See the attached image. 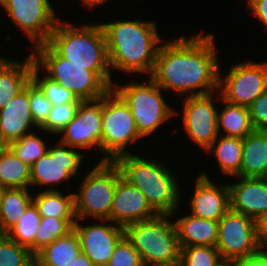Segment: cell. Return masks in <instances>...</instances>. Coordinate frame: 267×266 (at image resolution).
Here are the masks:
<instances>
[{"label": "cell", "instance_id": "obj_25", "mask_svg": "<svg viewBox=\"0 0 267 266\" xmlns=\"http://www.w3.org/2000/svg\"><path fill=\"white\" fill-rule=\"evenodd\" d=\"M33 202L29 188H5L0 205V234H6Z\"/></svg>", "mask_w": 267, "mask_h": 266}, {"label": "cell", "instance_id": "obj_45", "mask_svg": "<svg viewBox=\"0 0 267 266\" xmlns=\"http://www.w3.org/2000/svg\"><path fill=\"white\" fill-rule=\"evenodd\" d=\"M218 266H235L234 260H232V261L222 260V262Z\"/></svg>", "mask_w": 267, "mask_h": 266}, {"label": "cell", "instance_id": "obj_43", "mask_svg": "<svg viewBox=\"0 0 267 266\" xmlns=\"http://www.w3.org/2000/svg\"><path fill=\"white\" fill-rule=\"evenodd\" d=\"M68 266H95L86 254L80 252Z\"/></svg>", "mask_w": 267, "mask_h": 266}, {"label": "cell", "instance_id": "obj_22", "mask_svg": "<svg viewBox=\"0 0 267 266\" xmlns=\"http://www.w3.org/2000/svg\"><path fill=\"white\" fill-rule=\"evenodd\" d=\"M180 247L213 246L218 238V222L193 215L182 216L174 221Z\"/></svg>", "mask_w": 267, "mask_h": 266}, {"label": "cell", "instance_id": "obj_36", "mask_svg": "<svg viewBox=\"0 0 267 266\" xmlns=\"http://www.w3.org/2000/svg\"><path fill=\"white\" fill-rule=\"evenodd\" d=\"M79 103H65L52 106L46 122L39 128L51 134H59L74 118Z\"/></svg>", "mask_w": 267, "mask_h": 266}, {"label": "cell", "instance_id": "obj_2", "mask_svg": "<svg viewBox=\"0 0 267 266\" xmlns=\"http://www.w3.org/2000/svg\"><path fill=\"white\" fill-rule=\"evenodd\" d=\"M110 69L152 74L162 38L151 21L127 20L101 24Z\"/></svg>", "mask_w": 267, "mask_h": 266}, {"label": "cell", "instance_id": "obj_1", "mask_svg": "<svg viewBox=\"0 0 267 266\" xmlns=\"http://www.w3.org/2000/svg\"><path fill=\"white\" fill-rule=\"evenodd\" d=\"M217 57L213 34L182 36L160 45L149 77L163 90L180 96L188 91V96L207 95L219 88Z\"/></svg>", "mask_w": 267, "mask_h": 266}, {"label": "cell", "instance_id": "obj_3", "mask_svg": "<svg viewBox=\"0 0 267 266\" xmlns=\"http://www.w3.org/2000/svg\"><path fill=\"white\" fill-rule=\"evenodd\" d=\"M80 26L58 20L47 43L61 57L95 72L112 89L115 83L111 79L106 38L101 24Z\"/></svg>", "mask_w": 267, "mask_h": 266}, {"label": "cell", "instance_id": "obj_23", "mask_svg": "<svg viewBox=\"0 0 267 266\" xmlns=\"http://www.w3.org/2000/svg\"><path fill=\"white\" fill-rule=\"evenodd\" d=\"M240 177L267 178V132L255 130L243 138Z\"/></svg>", "mask_w": 267, "mask_h": 266}, {"label": "cell", "instance_id": "obj_30", "mask_svg": "<svg viewBox=\"0 0 267 266\" xmlns=\"http://www.w3.org/2000/svg\"><path fill=\"white\" fill-rule=\"evenodd\" d=\"M76 219L41 218L38 231L33 242V254L36 255L45 246L73 230Z\"/></svg>", "mask_w": 267, "mask_h": 266}, {"label": "cell", "instance_id": "obj_32", "mask_svg": "<svg viewBox=\"0 0 267 266\" xmlns=\"http://www.w3.org/2000/svg\"><path fill=\"white\" fill-rule=\"evenodd\" d=\"M35 255L7 234H0V266H34Z\"/></svg>", "mask_w": 267, "mask_h": 266}, {"label": "cell", "instance_id": "obj_5", "mask_svg": "<svg viewBox=\"0 0 267 266\" xmlns=\"http://www.w3.org/2000/svg\"><path fill=\"white\" fill-rule=\"evenodd\" d=\"M172 215L131 223L124 235L139 253L144 266H174L179 264L180 244ZM170 217V218H169Z\"/></svg>", "mask_w": 267, "mask_h": 266}, {"label": "cell", "instance_id": "obj_26", "mask_svg": "<svg viewBox=\"0 0 267 266\" xmlns=\"http://www.w3.org/2000/svg\"><path fill=\"white\" fill-rule=\"evenodd\" d=\"M243 138L224 136L218 137L205 150L217 158L222 173L225 175L240 177Z\"/></svg>", "mask_w": 267, "mask_h": 266}, {"label": "cell", "instance_id": "obj_42", "mask_svg": "<svg viewBox=\"0 0 267 266\" xmlns=\"http://www.w3.org/2000/svg\"><path fill=\"white\" fill-rule=\"evenodd\" d=\"M258 241L262 250L267 247V214L257 221Z\"/></svg>", "mask_w": 267, "mask_h": 266}, {"label": "cell", "instance_id": "obj_27", "mask_svg": "<svg viewBox=\"0 0 267 266\" xmlns=\"http://www.w3.org/2000/svg\"><path fill=\"white\" fill-rule=\"evenodd\" d=\"M33 203L41 218L76 219L74 193L63 196L58 190H46L35 195Z\"/></svg>", "mask_w": 267, "mask_h": 266}, {"label": "cell", "instance_id": "obj_28", "mask_svg": "<svg viewBox=\"0 0 267 266\" xmlns=\"http://www.w3.org/2000/svg\"><path fill=\"white\" fill-rule=\"evenodd\" d=\"M223 111L217 115L218 133L224 130L226 135L231 137L244 138L255 131L251 122L249 109L246 106L235 105L225 102Z\"/></svg>", "mask_w": 267, "mask_h": 266}, {"label": "cell", "instance_id": "obj_24", "mask_svg": "<svg viewBox=\"0 0 267 266\" xmlns=\"http://www.w3.org/2000/svg\"><path fill=\"white\" fill-rule=\"evenodd\" d=\"M80 252L79 239L73 229L39 251L35 255V265L68 266Z\"/></svg>", "mask_w": 267, "mask_h": 266}, {"label": "cell", "instance_id": "obj_35", "mask_svg": "<svg viewBox=\"0 0 267 266\" xmlns=\"http://www.w3.org/2000/svg\"><path fill=\"white\" fill-rule=\"evenodd\" d=\"M45 144L40 137L32 132L24 135L19 140L11 142L8 147L20 160L31 166L47 153L48 148Z\"/></svg>", "mask_w": 267, "mask_h": 266}, {"label": "cell", "instance_id": "obj_41", "mask_svg": "<svg viewBox=\"0 0 267 266\" xmlns=\"http://www.w3.org/2000/svg\"><path fill=\"white\" fill-rule=\"evenodd\" d=\"M235 266H267V251L262 250L257 255L247 259L234 260Z\"/></svg>", "mask_w": 267, "mask_h": 266}, {"label": "cell", "instance_id": "obj_13", "mask_svg": "<svg viewBox=\"0 0 267 266\" xmlns=\"http://www.w3.org/2000/svg\"><path fill=\"white\" fill-rule=\"evenodd\" d=\"M56 146L49 147L47 153L30 166V185H53L48 191H54L57 183L69 180L77 173L84 153L61 142Z\"/></svg>", "mask_w": 267, "mask_h": 266}, {"label": "cell", "instance_id": "obj_47", "mask_svg": "<svg viewBox=\"0 0 267 266\" xmlns=\"http://www.w3.org/2000/svg\"><path fill=\"white\" fill-rule=\"evenodd\" d=\"M6 147V145L2 142V140L0 139V153L1 151Z\"/></svg>", "mask_w": 267, "mask_h": 266}, {"label": "cell", "instance_id": "obj_15", "mask_svg": "<svg viewBox=\"0 0 267 266\" xmlns=\"http://www.w3.org/2000/svg\"><path fill=\"white\" fill-rule=\"evenodd\" d=\"M213 95L187 96L184 99L183 123L188 136L206 150L219 137L217 128L218 110L213 104Z\"/></svg>", "mask_w": 267, "mask_h": 266}, {"label": "cell", "instance_id": "obj_21", "mask_svg": "<svg viewBox=\"0 0 267 266\" xmlns=\"http://www.w3.org/2000/svg\"><path fill=\"white\" fill-rule=\"evenodd\" d=\"M34 64L32 54L22 63L0 57V109L25 89L31 81Z\"/></svg>", "mask_w": 267, "mask_h": 266}, {"label": "cell", "instance_id": "obj_39", "mask_svg": "<svg viewBox=\"0 0 267 266\" xmlns=\"http://www.w3.org/2000/svg\"><path fill=\"white\" fill-rule=\"evenodd\" d=\"M248 109L255 130L267 132V89L248 106Z\"/></svg>", "mask_w": 267, "mask_h": 266}, {"label": "cell", "instance_id": "obj_44", "mask_svg": "<svg viewBox=\"0 0 267 266\" xmlns=\"http://www.w3.org/2000/svg\"><path fill=\"white\" fill-rule=\"evenodd\" d=\"M107 0H82L83 4L89 9L96 7V5L104 4Z\"/></svg>", "mask_w": 267, "mask_h": 266}, {"label": "cell", "instance_id": "obj_34", "mask_svg": "<svg viewBox=\"0 0 267 266\" xmlns=\"http://www.w3.org/2000/svg\"><path fill=\"white\" fill-rule=\"evenodd\" d=\"M221 255L213 246H185L180 249V266H218Z\"/></svg>", "mask_w": 267, "mask_h": 266}, {"label": "cell", "instance_id": "obj_16", "mask_svg": "<svg viewBox=\"0 0 267 266\" xmlns=\"http://www.w3.org/2000/svg\"><path fill=\"white\" fill-rule=\"evenodd\" d=\"M101 224L82 226L79 219L73 226L76 232L81 252L86 254L95 266H106L113 254L115 246L124 236V227L119 225Z\"/></svg>", "mask_w": 267, "mask_h": 266}, {"label": "cell", "instance_id": "obj_37", "mask_svg": "<svg viewBox=\"0 0 267 266\" xmlns=\"http://www.w3.org/2000/svg\"><path fill=\"white\" fill-rule=\"evenodd\" d=\"M29 102L34 123L40 128L46 122L52 105L32 80L29 82Z\"/></svg>", "mask_w": 267, "mask_h": 266}, {"label": "cell", "instance_id": "obj_10", "mask_svg": "<svg viewBox=\"0 0 267 266\" xmlns=\"http://www.w3.org/2000/svg\"><path fill=\"white\" fill-rule=\"evenodd\" d=\"M216 248L222 260H241L257 255L262 251L257 221L230 208L218 221Z\"/></svg>", "mask_w": 267, "mask_h": 266}, {"label": "cell", "instance_id": "obj_46", "mask_svg": "<svg viewBox=\"0 0 267 266\" xmlns=\"http://www.w3.org/2000/svg\"><path fill=\"white\" fill-rule=\"evenodd\" d=\"M4 189L5 188L0 184V205H1V197H2Z\"/></svg>", "mask_w": 267, "mask_h": 266}, {"label": "cell", "instance_id": "obj_20", "mask_svg": "<svg viewBox=\"0 0 267 266\" xmlns=\"http://www.w3.org/2000/svg\"><path fill=\"white\" fill-rule=\"evenodd\" d=\"M35 126L29 102V83L4 108L0 109V139L8 146L11 142L30 134Z\"/></svg>", "mask_w": 267, "mask_h": 266}, {"label": "cell", "instance_id": "obj_6", "mask_svg": "<svg viewBox=\"0 0 267 266\" xmlns=\"http://www.w3.org/2000/svg\"><path fill=\"white\" fill-rule=\"evenodd\" d=\"M33 48L35 65L46 69L47 77L71 91L78 100H97L111 89L95 72L61 57L48 43Z\"/></svg>", "mask_w": 267, "mask_h": 266}, {"label": "cell", "instance_id": "obj_38", "mask_svg": "<svg viewBox=\"0 0 267 266\" xmlns=\"http://www.w3.org/2000/svg\"><path fill=\"white\" fill-rule=\"evenodd\" d=\"M106 266H144L139 253L125 235L119 240Z\"/></svg>", "mask_w": 267, "mask_h": 266}, {"label": "cell", "instance_id": "obj_33", "mask_svg": "<svg viewBox=\"0 0 267 266\" xmlns=\"http://www.w3.org/2000/svg\"><path fill=\"white\" fill-rule=\"evenodd\" d=\"M38 74L39 67L34 64L31 80L41 89L46 98L51 102L52 106L81 102L71 91L47 77L46 74L43 78H39Z\"/></svg>", "mask_w": 267, "mask_h": 266}, {"label": "cell", "instance_id": "obj_29", "mask_svg": "<svg viewBox=\"0 0 267 266\" xmlns=\"http://www.w3.org/2000/svg\"><path fill=\"white\" fill-rule=\"evenodd\" d=\"M30 179V166L6 146L0 153V184L4 188H28Z\"/></svg>", "mask_w": 267, "mask_h": 266}, {"label": "cell", "instance_id": "obj_40", "mask_svg": "<svg viewBox=\"0 0 267 266\" xmlns=\"http://www.w3.org/2000/svg\"><path fill=\"white\" fill-rule=\"evenodd\" d=\"M248 7L267 28V0H248Z\"/></svg>", "mask_w": 267, "mask_h": 266}, {"label": "cell", "instance_id": "obj_12", "mask_svg": "<svg viewBox=\"0 0 267 266\" xmlns=\"http://www.w3.org/2000/svg\"><path fill=\"white\" fill-rule=\"evenodd\" d=\"M0 4L35 46L47 43L58 22L49 0H0Z\"/></svg>", "mask_w": 267, "mask_h": 266}, {"label": "cell", "instance_id": "obj_8", "mask_svg": "<svg viewBox=\"0 0 267 266\" xmlns=\"http://www.w3.org/2000/svg\"><path fill=\"white\" fill-rule=\"evenodd\" d=\"M101 124V153L107 155L101 162L130 154L126 146L142 138L130 107L113 88L102 97Z\"/></svg>", "mask_w": 267, "mask_h": 266}, {"label": "cell", "instance_id": "obj_17", "mask_svg": "<svg viewBox=\"0 0 267 266\" xmlns=\"http://www.w3.org/2000/svg\"><path fill=\"white\" fill-rule=\"evenodd\" d=\"M157 215L143 193L121 176L117 181L113 196L111 222L125 227Z\"/></svg>", "mask_w": 267, "mask_h": 266}, {"label": "cell", "instance_id": "obj_19", "mask_svg": "<svg viewBox=\"0 0 267 266\" xmlns=\"http://www.w3.org/2000/svg\"><path fill=\"white\" fill-rule=\"evenodd\" d=\"M229 185L230 208L258 221L267 214V178L239 177Z\"/></svg>", "mask_w": 267, "mask_h": 266}, {"label": "cell", "instance_id": "obj_31", "mask_svg": "<svg viewBox=\"0 0 267 266\" xmlns=\"http://www.w3.org/2000/svg\"><path fill=\"white\" fill-rule=\"evenodd\" d=\"M41 217L32 202L22 218L6 234L19 245L27 247L33 253V242L40 225Z\"/></svg>", "mask_w": 267, "mask_h": 266}, {"label": "cell", "instance_id": "obj_7", "mask_svg": "<svg viewBox=\"0 0 267 266\" xmlns=\"http://www.w3.org/2000/svg\"><path fill=\"white\" fill-rule=\"evenodd\" d=\"M122 176L115 162L103 161L97 164L74 193L75 217L84 220L93 217L111 222V208L118 179Z\"/></svg>", "mask_w": 267, "mask_h": 266}, {"label": "cell", "instance_id": "obj_11", "mask_svg": "<svg viewBox=\"0 0 267 266\" xmlns=\"http://www.w3.org/2000/svg\"><path fill=\"white\" fill-rule=\"evenodd\" d=\"M219 74V89L225 102L248 107L267 89V63H236L225 79Z\"/></svg>", "mask_w": 267, "mask_h": 266}, {"label": "cell", "instance_id": "obj_14", "mask_svg": "<svg viewBox=\"0 0 267 266\" xmlns=\"http://www.w3.org/2000/svg\"><path fill=\"white\" fill-rule=\"evenodd\" d=\"M91 104V105H90ZM102 97L97 100L81 101L74 118L59 133L61 143L75 148H92L101 151Z\"/></svg>", "mask_w": 267, "mask_h": 266}, {"label": "cell", "instance_id": "obj_4", "mask_svg": "<svg viewBox=\"0 0 267 266\" xmlns=\"http://www.w3.org/2000/svg\"><path fill=\"white\" fill-rule=\"evenodd\" d=\"M114 162L122 177L143 193L158 215H174L179 208L181 191L167 167L133 153L122 155Z\"/></svg>", "mask_w": 267, "mask_h": 266}, {"label": "cell", "instance_id": "obj_18", "mask_svg": "<svg viewBox=\"0 0 267 266\" xmlns=\"http://www.w3.org/2000/svg\"><path fill=\"white\" fill-rule=\"evenodd\" d=\"M190 205L191 215L218 222L230 209L229 185L213 184L206 172L200 174Z\"/></svg>", "mask_w": 267, "mask_h": 266}, {"label": "cell", "instance_id": "obj_9", "mask_svg": "<svg viewBox=\"0 0 267 266\" xmlns=\"http://www.w3.org/2000/svg\"><path fill=\"white\" fill-rule=\"evenodd\" d=\"M113 89L130 107L142 138L150 136L162 123L176 114L162 97V88L151 78L144 84L134 83L133 80L124 86L116 83Z\"/></svg>", "mask_w": 267, "mask_h": 266}]
</instances>
